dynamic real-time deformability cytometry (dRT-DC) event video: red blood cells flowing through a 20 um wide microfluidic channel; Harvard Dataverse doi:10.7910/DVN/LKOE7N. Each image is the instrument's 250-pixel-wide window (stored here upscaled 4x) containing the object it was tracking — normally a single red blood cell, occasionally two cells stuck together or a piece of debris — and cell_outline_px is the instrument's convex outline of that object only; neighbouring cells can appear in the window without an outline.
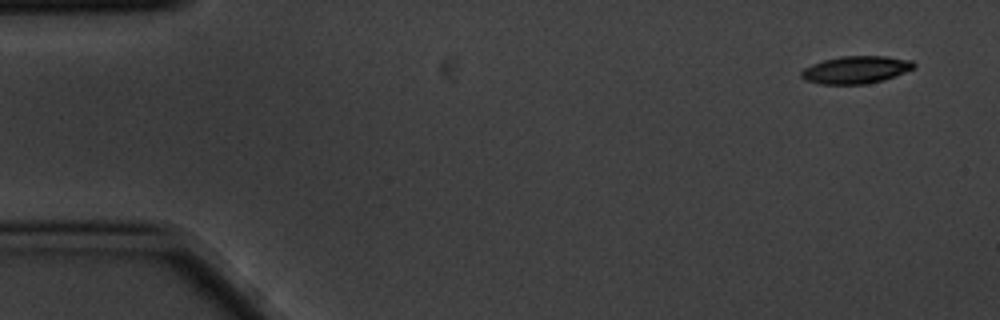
{"species": "common noctule bat (a hibernating species)", "species_latin": "Nyctalus noctula", "temperature_condition": "cold", "stored_images_in_passage": 4, "camera_frame_rate_fps": 3000, "um_per_image_px": 0.085, "animal": {"sex": "male", "body_mass_g": 20.1, "forearm_length_mm": 53.5}, "frame": {"image": 1, "passage_image": 1, "time_ms": 0.0, "image_size_px": [1000, 320], "cell_outline_px": [[916, 68], [884, 80], [864, 84], [820, 84], [804, 80], [800, 76], [800, 72], [804, 68], [812, 64], [824, 60], [840, 56], [888, 56], [912, 60], [916, 64]], "centroid_in_image_um": [72.77, 5.93], "position_along_channel_um": 12.2, "area_um2": 18.21}}
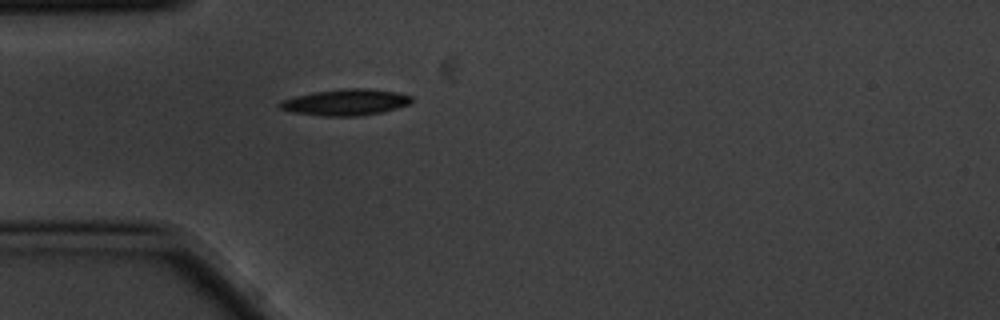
{"frame": {"image": 2, "passage_image": 4, "time_ms": 1.0, "image_size_px": [1000, 320], "cell_outline_px": [[412, 104], [384, 112], [360, 116], [324, 116], [292, 112], [280, 108], [276, 104], [280, 100], [312, 92], [340, 88], [368, 88], [396, 92], [412, 96]], "centroid_in_image_um": [29.39, 8.69], "position_along_channel_um": 55.6, "area_um2": 20.52}}